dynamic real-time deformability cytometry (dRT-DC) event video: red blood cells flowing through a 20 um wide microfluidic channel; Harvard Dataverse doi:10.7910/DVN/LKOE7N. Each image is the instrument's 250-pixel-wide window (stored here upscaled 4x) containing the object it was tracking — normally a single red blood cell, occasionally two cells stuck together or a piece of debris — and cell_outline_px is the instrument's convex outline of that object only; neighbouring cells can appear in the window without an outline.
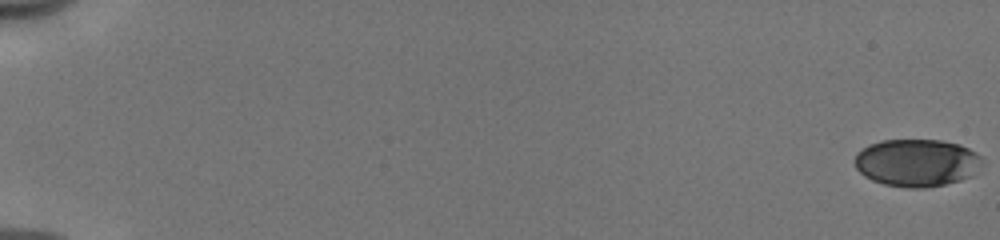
{"species": "human", "species_latin": "Homo sapiens", "temperature_condition": "cold", "stored_images_in_passage": 36, "camera_frame_rate_fps": 3000, "um_per_image_px": 0.085, "donor": {"sex": "male"}, "frame": {"image": 1, "passage_image": 1, "time_ms": 0.0, "image_size_px": [1000, 240], "cell_outline_px": [[984, 160], [972, 176], [960, 180], [928, 188], [908, 188], [884, 184], [872, 180], [864, 176], [856, 168], [852, 160], [856, 152], [868, 144], [884, 140], [940, 140], [960, 144], [976, 152]], "centroid_in_image_um": [77.9, 13.83], "position_along_channel_um": 7.1, "area_um2": 35.66}}
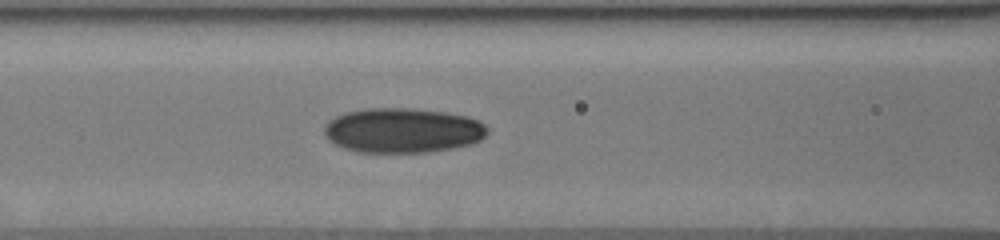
{"frame": {"image": 2, "passage_image": 26, "time_ms": 8.333, "image_size_px": [1000, 240], "cell_outline_px": [[488, 132], [480, 140], [472, 144], [456, 148], [428, 152], [360, 152], [344, 148], [328, 140], [324, 132], [324, 128], [328, 120], [344, 112], [368, 108], [412, 108], [444, 112], [468, 116], [480, 120], [488, 128]], "centroid_in_image_um": [34.25, 11.08], "position_along_channel_um": 132.3, "area_um2": 42.89}}
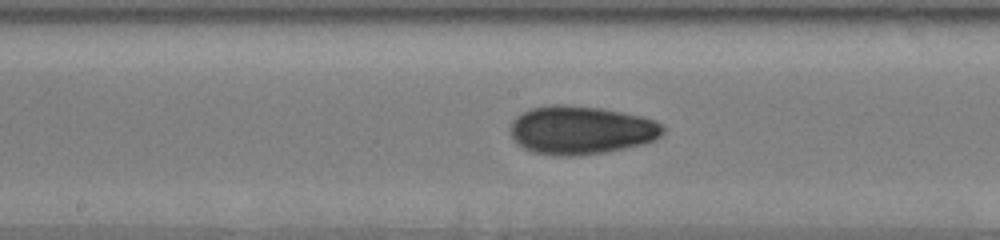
{"frame": {"image": 3, "passage_image": 31, "time_ms": 10.0, "image_size_px": [1000, 240], "cell_outline_px": [[664, 132], [656, 140], [644, 144], [604, 152], [572, 156], [552, 156], [532, 152], [524, 148], [512, 136], [512, 120], [520, 112], [532, 108], [552, 104], [560, 104], [600, 108], [640, 116], [656, 120], [664, 128]], "centroid_in_image_um": [49.39, 11.06], "position_along_channel_um": 198.8, "area_um2": 42.95}}